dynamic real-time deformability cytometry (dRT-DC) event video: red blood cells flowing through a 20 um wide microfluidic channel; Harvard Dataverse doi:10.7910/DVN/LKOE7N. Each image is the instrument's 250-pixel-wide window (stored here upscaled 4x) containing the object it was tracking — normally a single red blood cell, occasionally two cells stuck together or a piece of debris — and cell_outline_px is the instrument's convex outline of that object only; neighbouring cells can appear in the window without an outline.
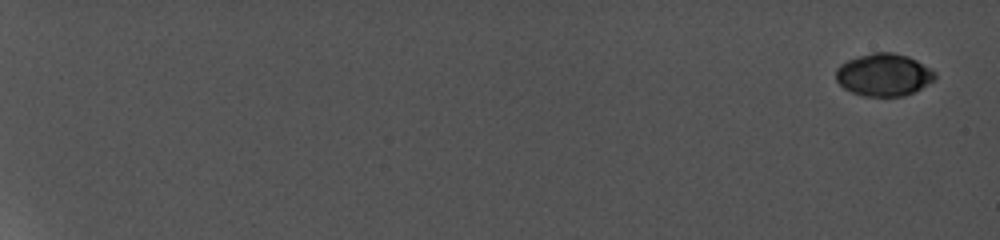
{"species": "common noctule bat (a hibernating species)", "species_latin": "Nyctalus noctula", "temperature_condition": "cold", "stored_images_in_passage": 10, "camera_frame_rate_fps": 5000, "um_per_image_px": 0.085, "animal": {"sex": "female", "body_mass_g": 19.0, "forearm_length_mm": 56.7}, "frame": {"image": 1, "passage_image": 1, "time_ms": 0.0, "image_size_px": [1000, 240], "cell_outline_px": [[936, 80], [904, 96], [864, 96], [852, 92], [844, 88], [836, 80], [836, 68], [840, 64], [848, 60], [872, 52], [892, 52], [908, 56], [932, 68], [936, 72]], "centroid_in_image_um": [75.14, 6.35], "position_along_channel_um": 9.9, "area_um2": 24.57}}
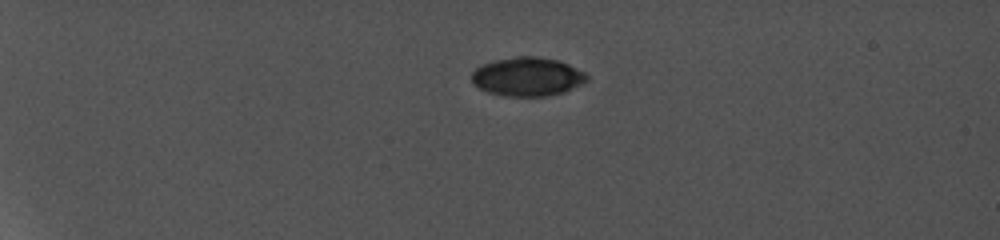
{"frame": {"image": 2, "passage_image": 7, "time_ms": 5.2, "image_size_px": [1000, 240], "cell_outline_px": [[588, 80], [584, 84], [564, 92], [544, 96], [504, 96], [488, 92], [472, 84], [472, 72], [480, 64], [492, 60], [516, 56], [536, 56], [560, 60], [584, 72], [588, 76]], "centroid_in_image_um": [44.82, 6.51], "position_along_channel_um": 40.2, "area_um2": 26.36}}